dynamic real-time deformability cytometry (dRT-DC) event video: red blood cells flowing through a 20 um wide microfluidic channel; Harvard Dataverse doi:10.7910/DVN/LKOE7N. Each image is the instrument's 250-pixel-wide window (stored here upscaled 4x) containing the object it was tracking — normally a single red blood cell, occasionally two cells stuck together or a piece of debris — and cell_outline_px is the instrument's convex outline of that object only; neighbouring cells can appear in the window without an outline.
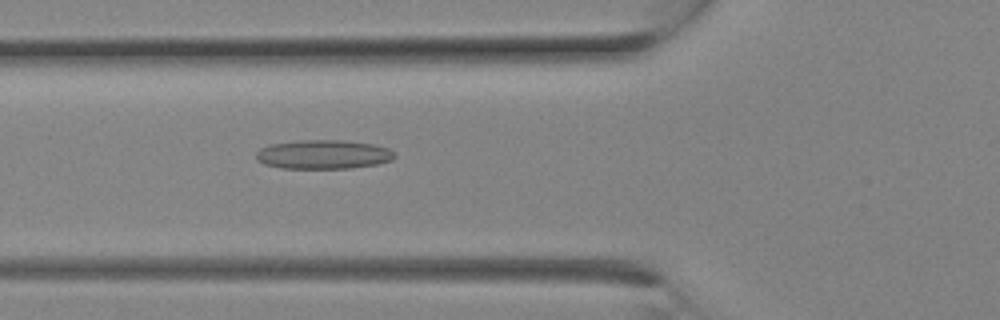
{"species": "Egyptian fruit bat (a non-hibernating species)", "species_latin": "Rousettus aegyptiacus", "temperature_condition": "room temperature", "stored_images_in_passage": 9, "camera_frame_rate_fps": 3000, "um_per_image_px": 0.085, "animal": {"sex": "female"}, "frame": {"image": 1, "passage_image": 9, "time_ms": 2.667, "image_size_px": [1000, 320], "cell_outline_px": [[396, 156], [392, 160], [376, 164], [352, 168], [280, 168], [264, 164], [256, 160], [256, 152], [260, 148], [268, 144], [300, 140], [344, 140], [372, 144], [388, 148]], "centroid_in_image_um": [27.44, 13.12], "position_along_channel_um": 98.4, "area_um2": 23.52}}